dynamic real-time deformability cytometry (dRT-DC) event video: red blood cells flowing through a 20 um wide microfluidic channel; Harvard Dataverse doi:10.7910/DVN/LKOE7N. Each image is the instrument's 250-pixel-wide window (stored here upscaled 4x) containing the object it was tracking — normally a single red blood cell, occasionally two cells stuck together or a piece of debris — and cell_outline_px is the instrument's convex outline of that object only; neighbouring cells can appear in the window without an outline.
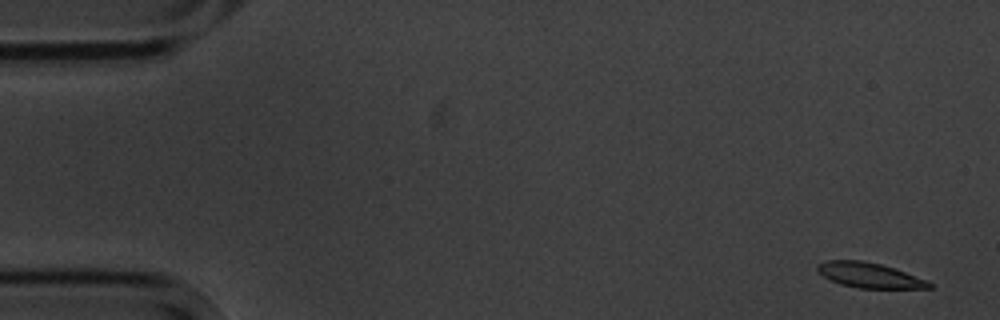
{"species": "common noctule bat (a hibernating species)", "species_latin": "Nyctalus noctula", "temperature_condition": "cold", "stored_images_in_passage": 3, "camera_frame_rate_fps": 3000, "um_per_image_px": 0.085, "animal": {"sex": "male", "body_mass_g": 20.1, "forearm_length_mm": 53.5}, "frame": {"image": 1, "passage_image": 1, "time_ms": 0.0, "image_size_px": [1000, 320], "cell_outline_px": [[932, 288], [860, 288], [840, 284], [824, 276], [816, 268], [816, 264], [828, 260], [864, 260], [880, 264], [928, 280], [932, 284]], "centroid_in_image_um": [73.89, 23.39], "position_along_channel_um": 11.1, "area_um2": 16.13}}